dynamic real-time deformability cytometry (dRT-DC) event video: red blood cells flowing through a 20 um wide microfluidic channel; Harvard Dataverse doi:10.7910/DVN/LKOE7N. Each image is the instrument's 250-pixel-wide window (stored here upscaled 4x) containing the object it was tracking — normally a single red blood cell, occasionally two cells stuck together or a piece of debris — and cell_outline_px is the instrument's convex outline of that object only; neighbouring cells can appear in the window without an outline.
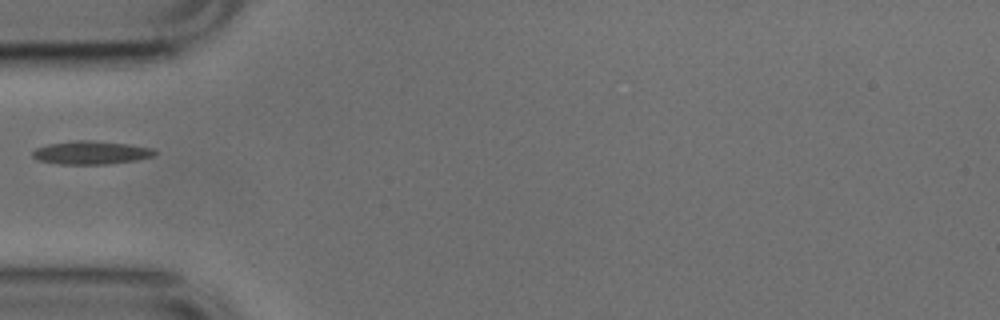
{"species": "common noctule bat (a hibernating species)", "species_latin": "Nyctalus noctula", "temperature_condition": "cold", "stored_images_in_passage": 36, "camera_frame_rate_fps": 3000, "um_per_image_px": 0.085, "animal": {"sex": "male", "body_mass_g": 17.9, "forearm_length_mm": 54.2}, "frame": {"image": 1, "passage_image": 1, "time_ms": 0.0, "image_size_px": [1000, 320], "cell_outline_px": [[156, 156], [136, 160], [108, 164], [60, 164], [36, 160], [32, 156], [32, 152], [36, 148], [48, 144], [76, 140], [88, 140], [128, 144], [152, 148], [156, 152]], "centroid_in_image_um": [7.73, 12.98], "position_along_channel_um": 77.3, "area_um2": 16.59}}